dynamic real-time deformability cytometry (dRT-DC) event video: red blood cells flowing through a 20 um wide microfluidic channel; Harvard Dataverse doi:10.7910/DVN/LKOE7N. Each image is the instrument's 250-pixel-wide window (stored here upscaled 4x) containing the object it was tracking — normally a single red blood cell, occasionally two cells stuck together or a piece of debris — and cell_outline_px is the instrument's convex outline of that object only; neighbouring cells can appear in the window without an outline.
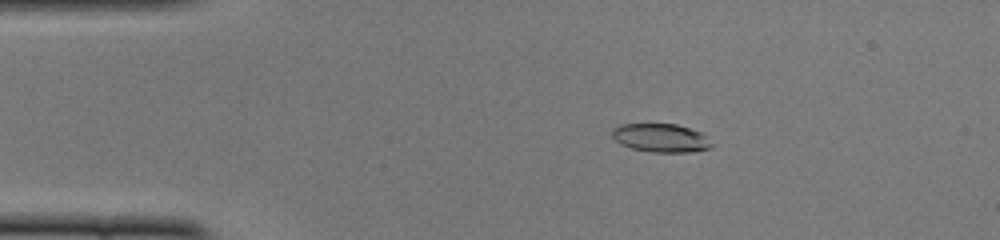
{"species": "common noctule bat (a hibernating species)", "species_latin": "Nyctalus noctula", "temperature_condition": "cold", "stored_images_in_passage": 50, "camera_frame_rate_fps": 3000, "um_per_image_px": 0.085, "animal": {"sex": "female", "body_mass_g": 22.0, "forearm_length_mm": 56.7}, "frame": {"image": 1, "passage_image": 9, "time_ms": 2.667, "image_size_px": [1000, 240], "cell_outline_px": [[712, 148], [692, 152], [652, 152], [632, 148], [620, 144], [612, 136], [612, 128], [620, 124], [676, 124], [700, 132], [712, 144]], "centroid_in_image_um": [56.14, 11.72], "position_along_channel_um": 28.9, "area_um2": 16.42}}
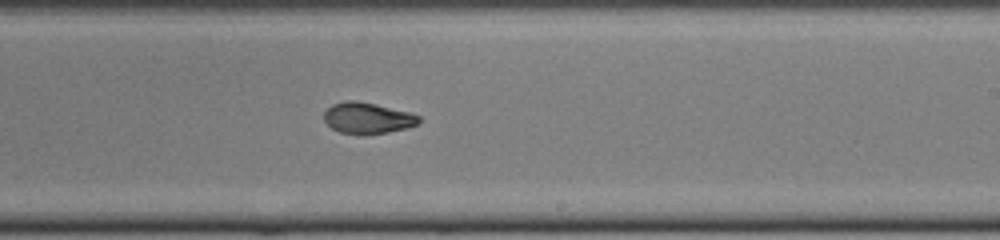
{"frame": {"image": 2, "passage_image": 30, "time_ms": 9.667, "image_size_px": [1000, 240], "cell_outline_px": [[420, 120], [416, 124], [408, 128], [388, 132], [360, 136], [340, 132], [332, 128], [324, 120], [324, 112], [332, 104], [344, 100], [356, 100], [376, 104], [412, 112], [420, 116]], "centroid_in_image_um": [31.25, 10.04], "position_along_channel_um": 257.8, "area_um2": 17.57}}
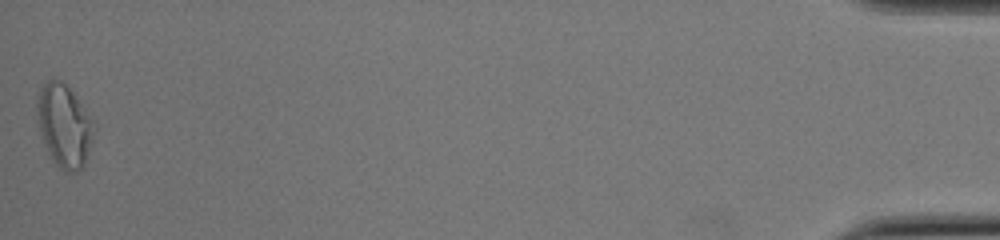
{"frame": {"image": 3, "passage_image": 50, "time_ms": 16.333, "image_size_px": [1000, 240], "cell_outline_px": [[92, 140], [84, 164], [76, 172], [64, 172], [52, 160], [48, 152], [40, 128], [36, 112], [36, 92], [48, 80], [60, 80], [72, 92], [84, 108], [92, 120]], "centroid_in_image_um": [5.42, 10.67], "position_along_channel_um": 429.8, "area_um2": 26.76}, "authors_computed_cell_mechanics": {"area_um2": 17.5423, "velocity_mm_per_s": 4.0129, "shape_relaxation_time_tau1_ms": null, "shape_relaxation_time_tau2_ms": 1.9833, "deformation_change_tau1": null, "deformation_change_tau2": 0.0683}}